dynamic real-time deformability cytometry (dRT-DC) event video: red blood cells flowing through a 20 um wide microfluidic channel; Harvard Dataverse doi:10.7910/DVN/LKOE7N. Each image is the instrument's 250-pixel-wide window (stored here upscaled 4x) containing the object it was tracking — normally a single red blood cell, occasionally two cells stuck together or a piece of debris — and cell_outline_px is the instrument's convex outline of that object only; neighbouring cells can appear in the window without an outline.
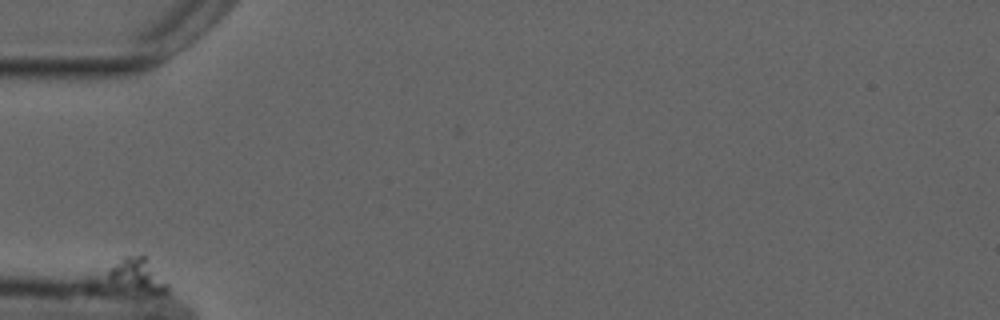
{"species": "common noctule bat (a hibernating species)", "species_latin": "Nyctalus noctula", "temperature_condition": "cold", "stored_images_in_passage": 48, "camera_frame_rate_fps": 3000, "um_per_image_px": 0.085, "animal": {"sex": "male", "forearm_length_mm": 52.5}, "frame": {"image": 1, "passage_image": 1, "time_ms": 0.0, "image_size_px": [1000, 320], "cell_outline_px": [[168, 292], [148, 292], [108, 280], [108, 268], [124, 256], [144, 256], [168, 284]], "centroid_in_image_um": [11.67, 23.34], "position_along_channel_um": 73.3, "area_um2": 10.75}}
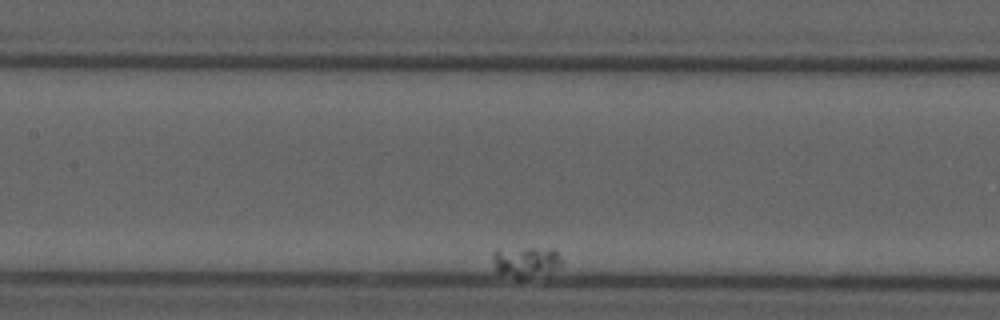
{"frame": {"image": 2, "passage_image": 19, "time_ms": 6.0, "image_size_px": [1000, 320], "cell_outline_px": [[560, 264], [556, 268], [520, 280], [516, 280], [496, 272], [492, 260], [492, 252], [496, 248], [552, 248], [556, 252], [560, 260]], "centroid_in_image_um": [44.56, 22.24], "position_along_channel_um": 162.8, "area_um2": 12.43}}
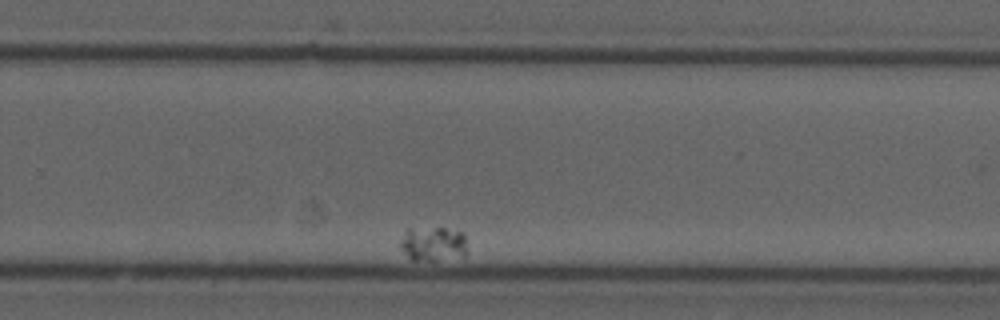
{"frame": {"image": 3, "passage_image": 38, "time_ms": 12.333, "image_size_px": [1000, 320], "cell_outline_px": [[468, 256], [436, 260], [412, 260], [400, 248], [400, 240], [408, 228], [444, 228], [460, 232], [464, 236], [468, 252]], "centroid_in_image_um": [36.83, 20.74], "position_along_channel_um": 293.0, "area_um2": 13.53}}